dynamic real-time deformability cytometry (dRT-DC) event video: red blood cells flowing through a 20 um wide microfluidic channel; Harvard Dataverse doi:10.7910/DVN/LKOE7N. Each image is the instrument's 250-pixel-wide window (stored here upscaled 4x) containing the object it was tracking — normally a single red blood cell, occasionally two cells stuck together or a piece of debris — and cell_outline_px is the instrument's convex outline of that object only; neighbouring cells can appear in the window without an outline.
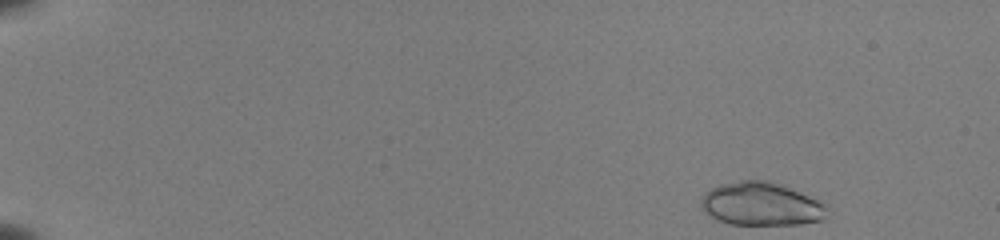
{"species": "common noctule bat (a hibernating species)", "species_latin": "Nyctalus noctula", "temperature_condition": "room temperature", "stored_images_in_passage": 12, "camera_frame_rate_fps": 3000, "um_per_image_px": 0.085, "animal": {"sex": "female", "body_mass_g": 22.0, "forearm_length_mm": 56.7}, "frame": {"image": 1, "passage_image": 1, "time_ms": 0.0, "image_size_px": [1000, 240], "cell_outline_px": [[828, 216], [824, 220], [800, 224], [728, 224], [704, 212], [700, 204], [700, 200], [704, 192], [720, 184], [740, 180], [768, 180], [780, 184], [808, 196], [824, 204]], "centroid_in_image_um": [64.67, 17.34], "position_along_channel_um": 20.3, "area_um2": 31.62}}